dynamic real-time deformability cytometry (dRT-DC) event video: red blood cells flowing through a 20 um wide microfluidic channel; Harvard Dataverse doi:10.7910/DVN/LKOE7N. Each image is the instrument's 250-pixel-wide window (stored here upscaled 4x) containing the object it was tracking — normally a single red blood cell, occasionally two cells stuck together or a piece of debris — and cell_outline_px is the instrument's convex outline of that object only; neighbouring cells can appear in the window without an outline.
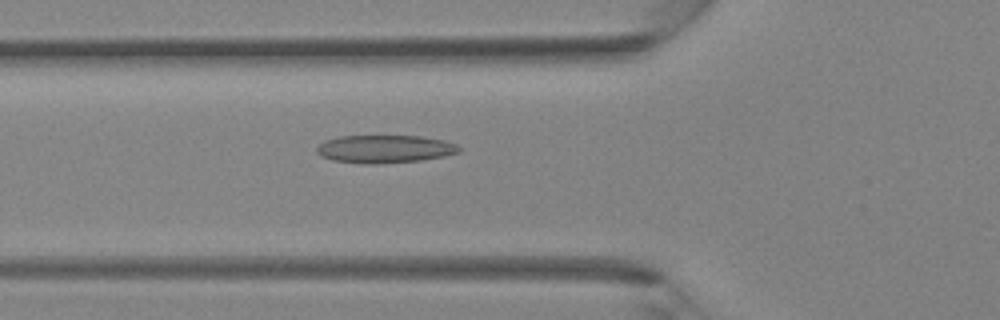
{"species": "Egyptian fruit bat (a non-hibernating species)", "species_latin": "Rousettus aegyptiacus", "temperature_condition": "room temperature", "stored_images_in_passage": 33, "camera_frame_rate_fps": 3000, "um_per_image_px": 0.085, "animal": {"sex": "female"}, "frame": {"image": 1, "passage_image": 8, "time_ms": 2.333, "image_size_px": [1000, 320], "cell_outline_px": [[460, 152], [444, 156], [420, 160], [376, 164], [364, 164], [332, 160], [320, 156], [316, 152], [316, 148], [324, 140], [340, 136], [420, 136], [444, 140], [456, 144], [460, 148]], "centroid_in_image_um": [32.68, 12.66], "position_along_channel_um": 93.1, "area_um2": 23.18}}
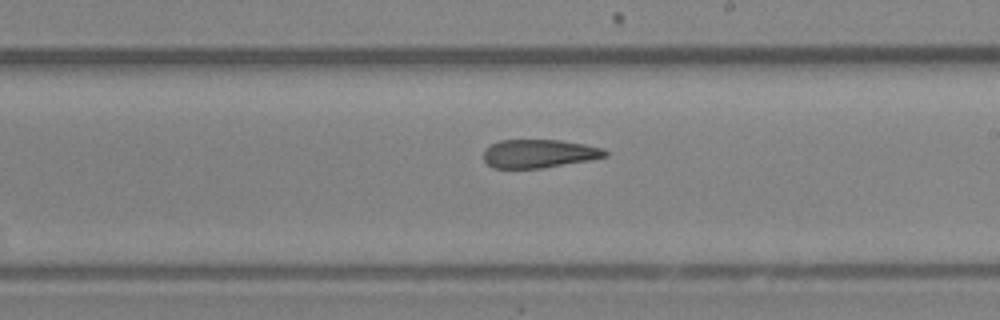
{"frame": {"image": 2, "passage_image": 17, "time_ms": 5.333, "image_size_px": [1000, 320], "cell_outline_px": [[608, 156], [588, 160], [540, 168], [492, 168], [484, 160], [484, 148], [500, 140], [560, 140], [584, 144], [604, 148], [608, 152]], "centroid_in_image_um": [45.81, 13.05], "position_along_channel_um": 243.2, "area_um2": 20.06}}
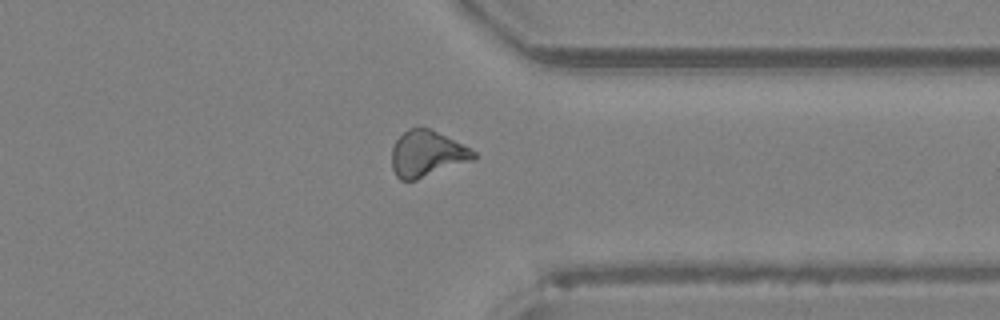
{"frame": {"image": 3, "passage_image": 25, "time_ms": 8.0, "image_size_px": [1000, 320], "cell_outline_px": [[476, 156], [472, 160], [416, 180], [400, 180], [396, 176], [392, 168], [392, 148], [396, 140], [408, 128], [428, 128], [476, 152]], "centroid_in_image_um": [36.24, 13.09], "position_along_channel_um": 375.2, "area_um2": 21.44}}